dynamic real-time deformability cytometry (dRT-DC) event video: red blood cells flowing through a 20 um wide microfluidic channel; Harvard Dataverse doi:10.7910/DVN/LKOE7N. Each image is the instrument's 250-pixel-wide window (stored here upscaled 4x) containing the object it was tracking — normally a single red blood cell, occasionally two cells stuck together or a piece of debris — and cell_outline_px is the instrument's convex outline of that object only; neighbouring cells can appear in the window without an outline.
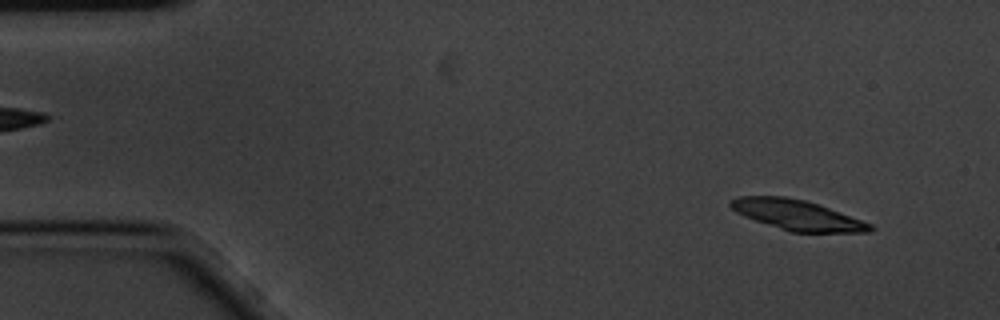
{"species": "common noctule bat (a hibernating species)", "species_latin": "Nyctalus noctula", "temperature_condition": "cold", "stored_images_in_passage": 4, "camera_frame_rate_fps": 3000, "um_per_image_px": 0.085, "animal": {"sex": "male", "body_mass_g": 20.1, "forearm_length_mm": 53.5}, "frame": {"image": 1, "passage_image": 1, "time_ms": 0.0, "image_size_px": [1000, 320], "cell_outline_px": [[876, 228], [868, 232], [792, 232], [744, 216], [736, 212], [728, 204], [728, 200], [736, 196], [784, 196], [804, 200], [828, 208], [872, 224]], "centroid_in_image_um": [67.72, 18.26], "position_along_channel_um": 17.3, "area_um2": 24.16}}
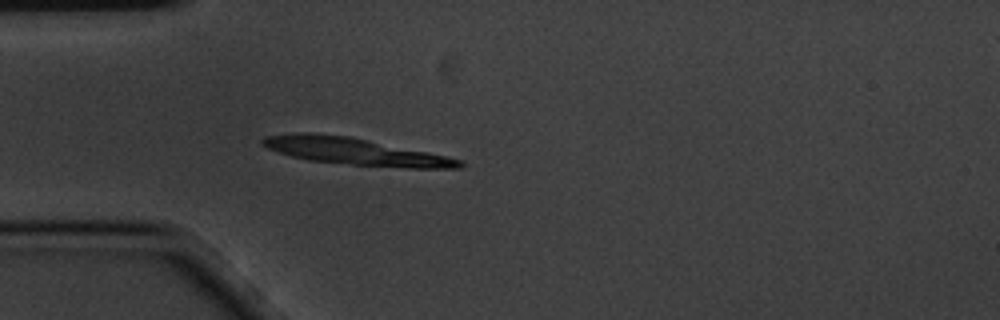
{"frame": {"image": 2, "passage_image": 4, "time_ms": 1.0, "image_size_px": [1000, 320], "cell_outline_px": [[464, 164], [460, 168], [408, 168], [352, 164], [308, 160], [292, 156], [268, 148], [260, 144], [260, 140], [268, 136], [300, 132], [312, 132], [348, 136], [444, 156], [460, 160]], "centroid_in_image_um": [30.11, 12.86], "position_along_channel_um": 54.9, "area_um2": 30.17}}